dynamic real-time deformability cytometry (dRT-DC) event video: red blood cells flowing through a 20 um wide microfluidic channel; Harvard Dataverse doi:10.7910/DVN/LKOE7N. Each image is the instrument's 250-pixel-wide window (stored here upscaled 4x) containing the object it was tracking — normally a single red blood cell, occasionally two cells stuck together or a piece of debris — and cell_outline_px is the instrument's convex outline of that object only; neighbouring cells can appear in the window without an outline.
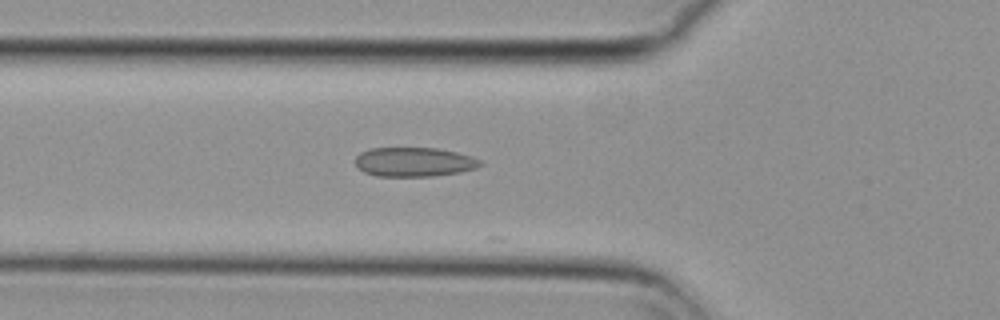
{"species": "common noctule bat (a hibernating species)", "species_latin": "Nyctalus noctula", "temperature_condition": "cold", "stored_images_in_passage": 15, "camera_frame_rate_fps": 3000, "um_per_image_px": 0.085, "animal": {"sex": "female", "body_mass_g": 29.2, "forearm_length_mm": 56.3}, "frame": {"image": 1, "passage_image": 11, "time_ms": 3.333, "image_size_px": [1000, 320], "cell_outline_px": [[484, 164], [476, 168], [460, 172], [432, 176], [376, 176], [364, 172], [356, 164], [356, 156], [360, 152], [368, 148], [436, 148], [456, 152], [472, 156], [480, 160]], "centroid_in_image_um": [35.21, 13.76], "position_along_channel_um": 90.6, "area_um2": 21.33}}
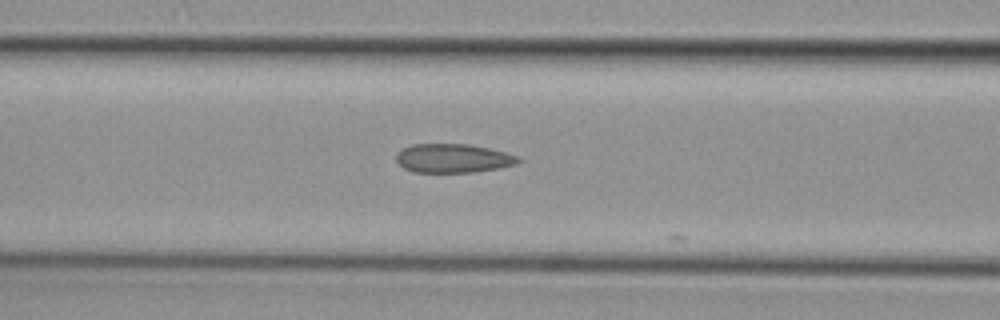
{"frame": {"image": 2, "passage_image": 14, "time_ms": 4.333, "image_size_px": [1000, 320], "cell_outline_px": [[520, 160], [516, 164], [500, 168], [472, 172], [412, 172], [404, 168], [396, 160], [396, 156], [404, 148], [412, 144], [468, 144], [488, 148], [520, 156]], "centroid_in_image_um": [38.53, 13.46], "position_along_channel_um": 128.1, "area_um2": 20.4}}